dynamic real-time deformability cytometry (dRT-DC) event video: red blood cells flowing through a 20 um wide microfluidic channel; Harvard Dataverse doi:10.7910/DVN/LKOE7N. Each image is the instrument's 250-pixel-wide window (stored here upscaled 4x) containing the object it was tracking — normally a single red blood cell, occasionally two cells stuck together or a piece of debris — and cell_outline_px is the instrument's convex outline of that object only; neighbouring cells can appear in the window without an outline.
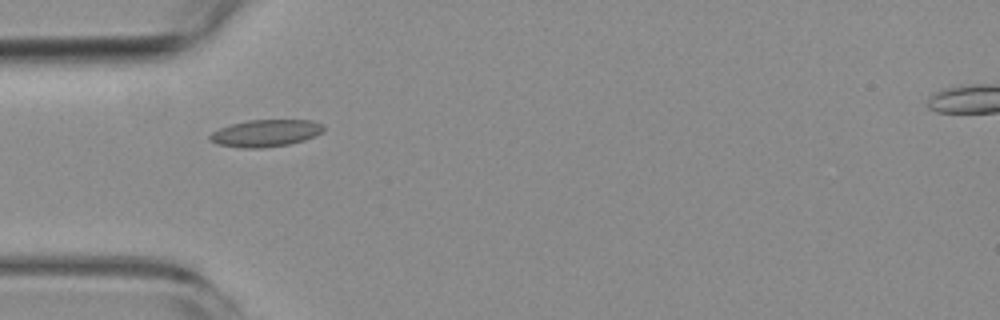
{"species": "common noctule bat (a hibernating species)", "species_latin": "Nyctalus noctula", "temperature_condition": "room temperature", "stored_images_in_passage": 2, "camera_frame_rate_fps": 3000, "um_per_image_px": 0.085, "animal": {"sex": "female", "body_mass_g": 19.3, "forearm_length_mm": 54.1}, "frame": {"image": 1, "passage_image": 1, "time_ms": 0.0, "image_size_px": [1000, 320], "cell_outline_px": [[324, 128], [320, 132], [304, 140], [288, 144], [260, 148], [240, 148], [220, 144], [212, 140], [208, 136], [212, 132], [220, 128], [232, 124], [248, 120], [312, 120], [324, 124]], "centroid_in_image_um": [22.58, 11.31], "position_along_channel_um": 62.4, "area_um2": 17.63}}
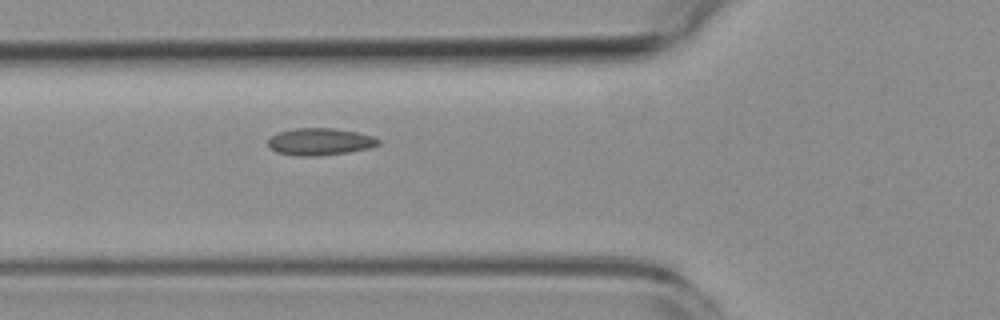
{"frame": {"image": 2, "passage_image": 2, "time_ms": 1.0, "image_size_px": [1000, 320], "cell_outline_px": [[380, 144], [368, 148], [348, 152], [316, 156], [296, 156], [276, 152], [268, 148], [268, 140], [272, 136], [280, 132], [292, 128], [332, 128], [356, 132], [372, 136], [380, 140]], "centroid_in_image_um": [27.16, 12.05], "position_along_channel_um": 98.6, "area_um2": 17.4}}